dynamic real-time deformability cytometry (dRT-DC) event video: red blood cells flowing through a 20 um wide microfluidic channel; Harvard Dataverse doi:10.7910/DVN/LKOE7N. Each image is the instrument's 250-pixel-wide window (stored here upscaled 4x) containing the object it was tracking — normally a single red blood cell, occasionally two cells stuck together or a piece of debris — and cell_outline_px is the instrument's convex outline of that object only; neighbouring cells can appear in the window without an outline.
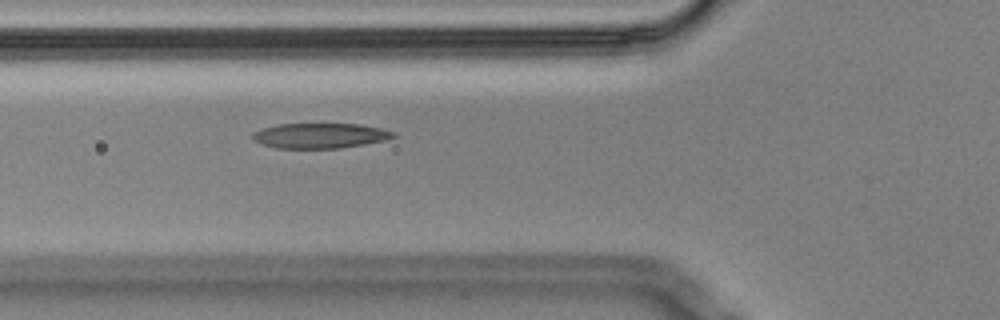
{"species": "Egyptian fruit bat (a non-hibernating species)", "species_latin": "Rousettus aegyptiacus", "temperature_condition": "cold", "stored_images_in_passage": 6, "camera_frame_rate_fps": 3000, "um_per_image_px": 0.085, "animal": {"sex": "male"}, "frame": {"image": 1, "passage_image": 6, "time_ms": 1.667, "image_size_px": [1000, 320], "cell_outline_px": [[396, 136], [384, 140], [364, 144], [340, 148], [276, 148], [260, 144], [252, 140], [252, 132], [260, 128], [276, 124], [360, 124], [380, 128], [396, 132]], "centroid_in_image_um": [27.14, 11.53], "position_along_channel_um": 98.7, "area_um2": 20.75}}